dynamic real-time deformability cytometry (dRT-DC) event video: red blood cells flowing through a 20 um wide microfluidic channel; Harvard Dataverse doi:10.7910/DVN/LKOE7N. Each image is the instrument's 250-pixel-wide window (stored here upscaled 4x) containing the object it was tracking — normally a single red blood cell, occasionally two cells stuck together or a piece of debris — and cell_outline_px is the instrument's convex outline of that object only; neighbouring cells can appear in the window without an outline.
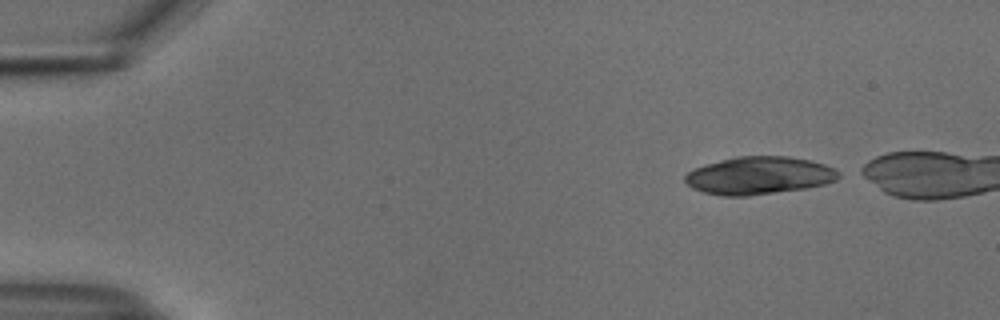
{"species": "common noctule bat (a hibernating species)", "species_latin": "Nyctalus noctula", "temperature_condition": "cold", "stored_images_in_passage": 15, "camera_frame_rate_fps": 3000, "um_per_image_px": 0.085, "animal": {"sex": "male", "body_mass_g": 18.8}, "frame": {"image": 1, "passage_image": 1, "time_ms": 0.0, "image_size_px": [1000, 320], "cell_outline_px": [[840, 176], [836, 180], [824, 184], [804, 188], [748, 196], [724, 196], [704, 192], [692, 188], [684, 180], [684, 176], [692, 168], [704, 164], [736, 156], [788, 156], [808, 160], [824, 164], [840, 172]], "centroid_in_image_um": [64.48, 14.91], "position_along_channel_um": 20.5, "area_um2": 33.7}}